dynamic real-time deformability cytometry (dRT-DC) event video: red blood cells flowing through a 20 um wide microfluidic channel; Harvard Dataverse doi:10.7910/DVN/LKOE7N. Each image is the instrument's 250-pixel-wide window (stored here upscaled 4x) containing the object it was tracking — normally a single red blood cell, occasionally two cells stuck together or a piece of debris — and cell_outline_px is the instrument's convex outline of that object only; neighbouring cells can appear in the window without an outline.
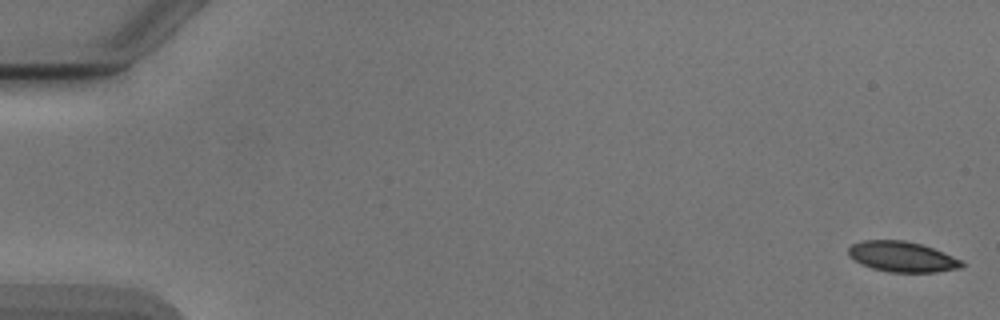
{"species": "Egyptian fruit bat (a non-hibernating species)", "species_latin": "Rousettus aegyptiacus", "temperature_condition": "cold", "stored_images_in_passage": 8, "camera_frame_rate_fps": 3000, "um_per_image_px": 0.085, "animal": {"sex": "male"}, "frame": {"image": 1, "passage_image": 1, "time_ms": 0.0, "image_size_px": [1000, 320], "cell_outline_px": [[964, 264], [960, 268], [936, 272], [888, 272], [872, 268], [848, 256], [848, 248], [852, 244], [864, 240], [904, 240], [920, 244], [944, 252], [964, 260]], "centroid_in_image_um": [76.71, 21.82], "position_along_channel_um": 8.3, "area_um2": 20.06}}